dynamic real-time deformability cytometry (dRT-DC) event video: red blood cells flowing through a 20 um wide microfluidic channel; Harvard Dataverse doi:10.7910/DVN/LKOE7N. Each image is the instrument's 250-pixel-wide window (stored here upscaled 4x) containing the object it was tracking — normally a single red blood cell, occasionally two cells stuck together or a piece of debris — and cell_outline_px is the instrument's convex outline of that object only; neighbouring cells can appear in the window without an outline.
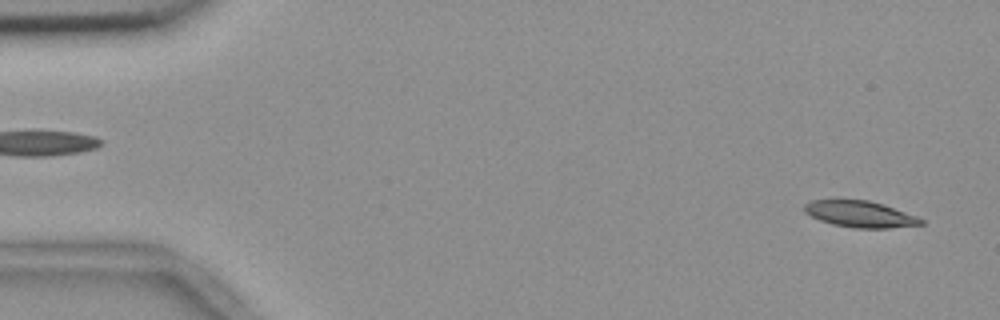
{"species": "common noctule bat (a hibernating species)", "species_latin": "Nyctalus noctula", "temperature_condition": "room temperature", "stored_images_in_passage": 54, "camera_frame_rate_fps": 3000, "um_per_image_px": 0.085, "animal": {"sex": "female", "body_mass_g": 18.4}, "frame": {"image": 1, "passage_image": 2, "time_ms": 0.333, "image_size_px": [1000, 320], "cell_outline_px": [[924, 224], [888, 228], [856, 228], [832, 224], [820, 220], [804, 212], [804, 204], [812, 200], [832, 196], [836, 196], [868, 200], [884, 204], [916, 216], [924, 220]], "centroid_in_image_um": [73.02, 18.14], "position_along_channel_um": 12.0, "area_um2": 18.67}}
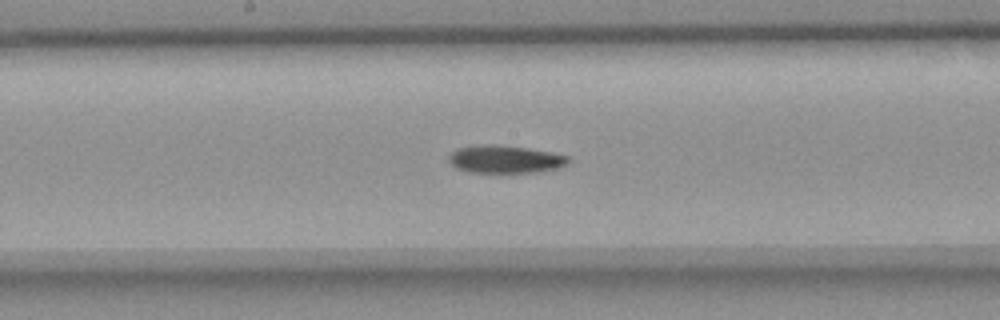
{"frame": {"image": 2, "passage_image": 28, "time_ms": 9.0, "image_size_px": [1000, 320], "cell_outline_px": [[572, 160], [568, 164], [560, 168], [536, 172], [468, 172], [456, 168], [448, 160], [448, 156], [456, 148], [488, 144], [524, 148], [552, 152], [568, 156]], "centroid_in_image_um": [42.96, 13.54], "position_along_channel_um": 205.2, "area_um2": 19.25}}
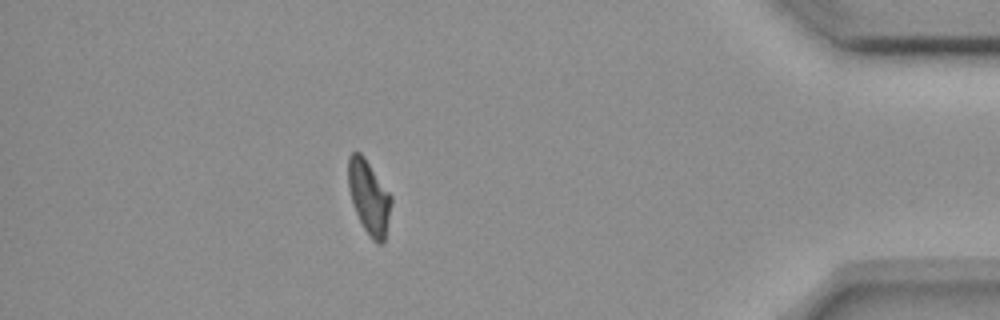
{"frame": {"image": 3, "passage_image": 48, "time_ms": 15.667, "image_size_px": [1000, 320], "cell_outline_px": [[392, 204], [384, 240], [380, 244], [376, 244], [372, 240], [364, 228], [356, 212], [348, 188], [348, 156], [352, 152], [360, 152], [364, 156], [392, 196]], "centroid_in_image_um": [31.36, 16.74], "position_along_channel_um": 403.8, "area_um2": 18.38}, "authors_computed_cell_mechanics": {"area_um2": 19.2185, "velocity_mm_per_s": 3.6512, "shape_relaxation_time_tau1_ms": 8.8486, "shape_relaxation_time_tau2_ms": null, "deformation_change_tau1": 0.1953, "deformation_change_tau2": null}}